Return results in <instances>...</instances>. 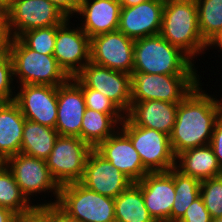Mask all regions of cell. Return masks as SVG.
<instances>
[{"instance_id":"obj_1","label":"cell","mask_w":222,"mask_h":222,"mask_svg":"<svg viewBox=\"0 0 222 222\" xmlns=\"http://www.w3.org/2000/svg\"><path fill=\"white\" fill-rule=\"evenodd\" d=\"M202 85L200 82L178 103L176 121L169 136L175 156L184 150L210 144L216 120L222 113L217 97L208 94Z\"/></svg>"},{"instance_id":"obj_2","label":"cell","mask_w":222,"mask_h":222,"mask_svg":"<svg viewBox=\"0 0 222 222\" xmlns=\"http://www.w3.org/2000/svg\"><path fill=\"white\" fill-rule=\"evenodd\" d=\"M160 35L171 45L180 48L195 63L198 55L202 56L206 54L204 51L209 50L199 30L195 0L165 1Z\"/></svg>"},{"instance_id":"obj_3","label":"cell","mask_w":222,"mask_h":222,"mask_svg":"<svg viewBox=\"0 0 222 222\" xmlns=\"http://www.w3.org/2000/svg\"><path fill=\"white\" fill-rule=\"evenodd\" d=\"M133 72L165 75H200L195 62L160 34L134 40ZM195 66V67H194Z\"/></svg>"},{"instance_id":"obj_4","label":"cell","mask_w":222,"mask_h":222,"mask_svg":"<svg viewBox=\"0 0 222 222\" xmlns=\"http://www.w3.org/2000/svg\"><path fill=\"white\" fill-rule=\"evenodd\" d=\"M8 52L13 64L14 81L18 83L15 86H59L70 79L53 55L31 50L19 38H10Z\"/></svg>"},{"instance_id":"obj_5","label":"cell","mask_w":222,"mask_h":222,"mask_svg":"<svg viewBox=\"0 0 222 222\" xmlns=\"http://www.w3.org/2000/svg\"><path fill=\"white\" fill-rule=\"evenodd\" d=\"M201 77L199 75H165L132 72L131 102L160 100L180 103L202 82Z\"/></svg>"},{"instance_id":"obj_6","label":"cell","mask_w":222,"mask_h":222,"mask_svg":"<svg viewBox=\"0 0 222 222\" xmlns=\"http://www.w3.org/2000/svg\"><path fill=\"white\" fill-rule=\"evenodd\" d=\"M57 205L77 222H116L114 198L96 193L80 182L60 186Z\"/></svg>"},{"instance_id":"obj_7","label":"cell","mask_w":222,"mask_h":222,"mask_svg":"<svg viewBox=\"0 0 222 222\" xmlns=\"http://www.w3.org/2000/svg\"><path fill=\"white\" fill-rule=\"evenodd\" d=\"M139 153L143 166L149 172H167L175 167V155L170 137L155 129L136 126L127 116L119 128Z\"/></svg>"},{"instance_id":"obj_8","label":"cell","mask_w":222,"mask_h":222,"mask_svg":"<svg viewBox=\"0 0 222 222\" xmlns=\"http://www.w3.org/2000/svg\"><path fill=\"white\" fill-rule=\"evenodd\" d=\"M4 163L11 170L21 192L30 202H35L36 200L33 198L39 196L38 194L47 193L48 195L51 192L50 196L55 197L53 201L51 199L48 202L44 200V202H38L36 206L57 204L60 186L52 177L44 159L18 153L9 157Z\"/></svg>"},{"instance_id":"obj_9","label":"cell","mask_w":222,"mask_h":222,"mask_svg":"<svg viewBox=\"0 0 222 222\" xmlns=\"http://www.w3.org/2000/svg\"><path fill=\"white\" fill-rule=\"evenodd\" d=\"M3 18L10 38L32 29L58 26L68 19L48 0H14Z\"/></svg>"},{"instance_id":"obj_10","label":"cell","mask_w":222,"mask_h":222,"mask_svg":"<svg viewBox=\"0 0 222 222\" xmlns=\"http://www.w3.org/2000/svg\"><path fill=\"white\" fill-rule=\"evenodd\" d=\"M91 150L92 148L79 137H57L45 161L59 186L81 181L85 162Z\"/></svg>"},{"instance_id":"obj_11","label":"cell","mask_w":222,"mask_h":222,"mask_svg":"<svg viewBox=\"0 0 222 222\" xmlns=\"http://www.w3.org/2000/svg\"><path fill=\"white\" fill-rule=\"evenodd\" d=\"M81 88H92L107 96L125 114L131 108V75L99 66L91 61L72 78Z\"/></svg>"},{"instance_id":"obj_12","label":"cell","mask_w":222,"mask_h":222,"mask_svg":"<svg viewBox=\"0 0 222 222\" xmlns=\"http://www.w3.org/2000/svg\"><path fill=\"white\" fill-rule=\"evenodd\" d=\"M70 20L68 18L57 26L53 56L64 72L73 78L90 62L91 38L78 25L71 26Z\"/></svg>"},{"instance_id":"obj_13","label":"cell","mask_w":222,"mask_h":222,"mask_svg":"<svg viewBox=\"0 0 222 222\" xmlns=\"http://www.w3.org/2000/svg\"><path fill=\"white\" fill-rule=\"evenodd\" d=\"M134 40L120 31L96 35L90 41V61L96 65L132 74Z\"/></svg>"},{"instance_id":"obj_14","label":"cell","mask_w":222,"mask_h":222,"mask_svg":"<svg viewBox=\"0 0 222 222\" xmlns=\"http://www.w3.org/2000/svg\"><path fill=\"white\" fill-rule=\"evenodd\" d=\"M14 102L26 120L55 128L57 122V86L18 85Z\"/></svg>"},{"instance_id":"obj_15","label":"cell","mask_w":222,"mask_h":222,"mask_svg":"<svg viewBox=\"0 0 222 222\" xmlns=\"http://www.w3.org/2000/svg\"><path fill=\"white\" fill-rule=\"evenodd\" d=\"M80 183L96 193L115 199L133 181L92 149L87 156Z\"/></svg>"},{"instance_id":"obj_16","label":"cell","mask_w":222,"mask_h":222,"mask_svg":"<svg viewBox=\"0 0 222 222\" xmlns=\"http://www.w3.org/2000/svg\"><path fill=\"white\" fill-rule=\"evenodd\" d=\"M142 191L144 204L155 222H170L175 197L173 168L167 172H148L135 182Z\"/></svg>"},{"instance_id":"obj_17","label":"cell","mask_w":222,"mask_h":222,"mask_svg":"<svg viewBox=\"0 0 222 222\" xmlns=\"http://www.w3.org/2000/svg\"><path fill=\"white\" fill-rule=\"evenodd\" d=\"M163 0H148L131 7H121L118 31L136 40L160 34Z\"/></svg>"},{"instance_id":"obj_18","label":"cell","mask_w":222,"mask_h":222,"mask_svg":"<svg viewBox=\"0 0 222 222\" xmlns=\"http://www.w3.org/2000/svg\"><path fill=\"white\" fill-rule=\"evenodd\" d=\"M86 110L82 88L70 78L57 86V122L55 129L60 136L81 139L82 118Z\"/></svg>"},{"instance_id":"obj_19","label":"cell","mask_w":222,"mask_h":222,"mask_svg":"<svg viewBox=\"0 0 222 222\" xmlns=\"http://www.w3.org/2000/svg\"><path fill=\"white\" fill-rule=\"evenodd\" d=\"M95 150L133 182L140 181L149 172L143 166L131 140L120 129L101 142Z\"/></svg>"},{"instance_id":"obj_20","label":"cell","mask_w":222,"mask_h":222,"mask_svg":"<svg viewBox=\"0 0 222 222\" xmlns=\"http://www.w3.org/2000/svg\"><path fill=\"white\" fill-rule=\"evenodd\" d=\"M121 4L115 0H83L76 13L80 28L90 37L117 31ZM82 16V17H81Z\"/></svg>"},{"instance_id":"obj_21","label":"cell","mask_w":222,"mask_h":222,"mask_svg":"<svg viewBox=\"0 0 222 222\" xmlns=\"http://www.w3.org/2000/svg\"><path fill=\"white\" fill-rule=\"evenodd\" d=\"M178 103L160 100L131 102L126 116L136 125L171 134L176 121Z\"/></svg>"},{"instance_id":"obj_22","label":"cell","mask_w":222,"mask_h":222,"mask_svg":"<svg viewBox=\"0 0 222 222\" xmlns=\"http://www.w3.org/2000/svg\"><path fill=\"white\" fill-rule=\"evenodd\" d=\"M25 117L14 102L0 105V160L5 162L9 157L21 151Z\"/></svg>"},{"instance_id":"obj_23","label":"cell","mask_w":222,"mask_h":222,"mask_svg":"<svg viewBox=\"0 0 222 222\" xmlns=\"http://www.w3.org/2000/svg\"><path fill=\"white\" fill-rule=\"evenodd\" d=\"M175 168L200 181L222 175V170L210 144L190 148L177 154Z\"/></svg>"},{"instance_id":"obj_24","label":"cell","mask_w":222,"mask_h":222,"mask_svg":"<svg viewBox=\"0 0 222 222\" xmlns=\"http://www.w3.org/2000/svg\"><path fill=\"white\" fill-rule=\"evenodd\" d=\"M126 115H108L86 108L82 118L81 139L92 149L113 135Z\"/></svg>"},{"instance_id":"obj_25","label":"cell","mask_w":222,"mask_h":222,"mask_svg":"<svg viewBox=\"0 0 222 222\" xmlns=\"http://www.w3.org/2000/svg\"><path fill=\"white\" fill-rule=\"evenodd\" d=\"M58 136L55 128L25 120L20 153L45 160L50 155Z\"/></svg>"},{"instance_id":"obj_26","label":"cell","mask_w":222,"mask_h":222,"mask_svg":"<svg viewBox=\"0 0 222 222\" xmlns=\"http://www.w3.org/2000/svg\"><path fill=\"white\" fill-rule=\"evenodd\" d=\"M116 222H155L144 204L141 188L133 182L115 199Z\"/></svg>"},{"instance_id":"obj_27","label":"cell","mask_w":222,"mask_h":222,"mask_svg":"<svg viewBox=\"0 0 222 222\" xmlns=\"http://www.w3.org/2000/svg\"><path fill=\"white\" fill-rule=\"evenodd\" d=\"M175 187L174 203L172 205L170 222H178L192 202L200 196V183L197 178L185 175L173 168Z\"/></svg>"},{"instance_id":"obj_28","label":"cell","mask_w":222,"mask_h":222,"mask_svg":"<svg viewBox=\"0 0 222 222\" xmlns=\"http://www.w3.org/2000/svg\"><path fill=\"white\" fill-rule=\"evenodd\" d=\"M0 207L12 210L17 215L29 213L36 204L21 192L11 170L3 163L0 166Z\"/></svg>"},{"instance_id":"obj_29","label":"cell","mask_w":222,"mask_h":222,"mask_svg":"<svg viewBox=\"0 0 222 222\" xmlns=\"http://www.w3.org/2000/svg\"><path fill=\"white\" fill-rule=\"evenodd\" d=\"M198 26L203 40L209 45L222 31V0H195Z\"/></svg>"},{"instance_id":"obj_30","label":"cell","mask_w":222,"mask_h":222,"mask_svg":"<svg viewBox=\"0 0 222 222\" xmlns=\"http://www.w3.org/2000/svg\"><path fill=\"white\" fill-rule=\"evenodd\" d=\"M57 26L25 31L18 38L31 50L53 55Z\"/></svg>"},{"instance_id":"obj_31","label":"cell","mask_w":222,"mask_h":222,"mask_svg":"<svg viewBox=\"0 0 222 222\" xmlns=\"http://www.w3.org/2000/svg\"><path fill=\"white\" fill-rule=\"evenodd\" d=\"M200 197L212 219L222 217V175L202 180Z\"/></svg>"},{"instance_id":"obj_32","label":"cell","mask_w":222,"mask_h":222,"mask_svg":"<svg viewBox=\"0 0 222 222\" xmlns=\"http://www.w3.org/2000/svg\"><path fill=\"white\" fill-rule=\"evenodd\" d=\"M13 64L8 50L0 56V100L14 101L16 87L14 86Z\"/></svg>"},{"instance_id":"obj_33","label":"cell","mask_w":222,"mask_h":222,"mask_svg":"<svg viewBox=\"0 0 222 222\" xmlns=\"http://www.w3.org/2000/svg\"><path fill=\"white\" fill-rule=\"evenodd\" d=\"M86 108L93 109L108 115H126L107 96L92 88H82Z\"/></svg>"},{"instance_id":"obj_34","label":"cell","mask_w":222,"mask_h":222,"mask_svg":"<svg viewBox=\"0 0 222 222\" xmlns=\"http://www.w3.org/2000/svg\"><path fill=\"white\" fill-rule=\"evenodd\" d=\"M210 213L199 196L187 208L184 216L178 222H211Z\"/></svg>"},{"instance_id":"obj_35","label":"cell","mask_w":222,"mask_h":222,"mask_svg":"<svg viewBox=\"0 0 222 222\" xmlns=\"http://www.w3.org/2000/svg\"><path fill=\"white\" fill-rule=\"evenodd\" d=\"M35 208L44 216L46 222H77L57 204H43Z\"/></svg>"},{"instance_id":"obj_36","label":"cell","mask_w":222,"mask_h":222,"mask_svg":"<svg viewBox=\"0 0 222 222\" xmlns=\"http://www.w3.org/2000/svg\"><path fill=\"white\" fill-rule=\"evenodd\" d=\"M210 145L217 158L219 167L222 170V113L216 120L215 127L213 129V134L210 141Z\"/></svg>"},{"instance_id":"obj_37","label":"cell","mask_w":222,"mask_h":222,"mask_svg":"<svg viewBox=\"0 0 222 222\" xmlns=\"http://www.w3.org/2000/svg\"><path fill=\"white\" fill-rule=\"evenodd\" d=\"M62 11L69 19L75 17L83 0H48ZM75 15V16H74ZM73 16V17H72Z\"/></svg>"},{"instance_id":"obj_38","label":"cell","mask_w":222,"mask_h":222,"mask_svg":"<svg viewBox=\"0 0 222 222\" xmlns=\"http://www.w3.org/2000/svg\"><path fill=\"white\" fill-rule=\"evenodd\" d=\"M13 222H46L44 216L34 208L29 213L17 215Z\"/></svg>"},{"instance_id":"obj_39","label":"cell","mask_w":222,"mask_h":222,"mask_svg":"<svg viewBox=\"0 0 222 222\" xmlns=\"http://www.w3.org/2000/svg\"><path fill=\"white\" fill-rule=\"evenodd\" d=\"M10 37L4 21V18L0 20V56L8 50V43Z\"/></svg>"},{"instance_id":"obj_40","label":"cell","mask_w":222,"mask_h":222,"mask_svg":"<svg viewBox=\"0 0 222 222\" xmlns=\"http://www.w3.org/2000/svg\"><path fill=\"white\" fill-rule=\"evenodd\" d=\"M17 216L12 210L0 207V222H13Z\"/></svg>"},{"instance_id":"obj_41","label":"cell","mask_w":222,"mask_h":222,"mask_svg":"<svg viewBox=\"0 0 222 222\" xmlns=\"http://www.w3.org/2000/svg\"><path fill=\"white\" fill-rule=\"evenodd\" d=\"M215 47V48H214ZM208 48L212 50L216 49L218 52H222V31L219 35L208 45ZM218 48V49H217Z\"/></svg>"},{"instance_id":"obj_42","label":"cell","mask_w":222,"mask_h":222,"mask_svg":"<svg viewBox=\"0 0 222 222\" xmlns=\"http://www.w3.org/2000/svg\"><path fill=\"white\" fill-rule=\"evenodd\" d=\"M145 1H148V0H121L120 4H121V7H131V6L138 5V4L145 2Z\"/></svg>"},{"instance_id":"obj_43","label":"cell","mask_w":222,"mask_h":222,"mask_svg":"<svg viewBox=\"0 0 222 222\" xmlns=\"http://www.w3.org/2000/svg\"><path fill=\"white\" fill-rule=\"evenodd\" d=\"M14 0H0V6L6 10L12 3Z\"/></svg>"},{"instance_id":"obj_44","label":"cell","mask_w":222,"mask_h":222,"mask_svg":"<svg viewBox=\"0 0 222 222\" xmlns=\"http://www.w3.org/2000/svg\"><path fill=\"white\" fill-rule=\"evenodd\" d=\"M211 222H222V217L213 218Z\"/></svg>"},{"instance_id":"obj_45","label":"cell","mask_w":222,"mask_h":222,"mask_svg":"<svg viewBox=\"0 0 222 222\" xmlns=\"http://www.w3.org/2000/svg\"><path fill=\"white\" fill-rule=\"evenodd\" d=\"M5 13V10L0 6V15L3 17Z\"/></svg>"},{"instance_id":"obj_46","label":"cell","mask_w":222,"mask_h":222,"mask_svg":"<svg viewBox=\"0 0 222 222\" xmlns=\"http://www.w3.org/2000/svg\"><path fill=\"white\" fill-rule=\"evenodd\" d=\"M221 99H217L219 101V103L222 105V97H220Z\"/></svg>"}]
</instances>
